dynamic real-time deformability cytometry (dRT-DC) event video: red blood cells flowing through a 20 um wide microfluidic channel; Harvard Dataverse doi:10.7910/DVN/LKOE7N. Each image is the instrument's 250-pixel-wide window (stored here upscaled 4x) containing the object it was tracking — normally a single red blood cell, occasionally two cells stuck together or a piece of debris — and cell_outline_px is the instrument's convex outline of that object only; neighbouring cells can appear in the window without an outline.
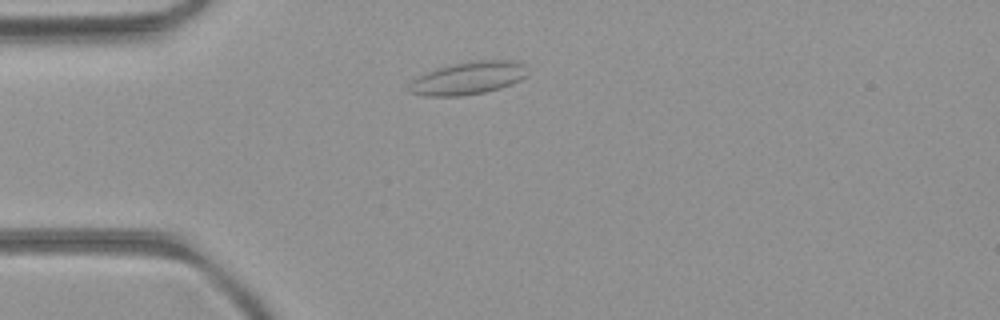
{"species": "common noctule bat (a hibernating species)", "species_latin": "Nyctalus noctula", "temperature_condition": "room temperature", "stored_images_in_passage": 44, "camera_frame_rate_fps": 3000, "um_per_image_px": 0.085, "animal": {"sex": "female", "body_mass_g": 21.9}, "frame": {"image": 1, "passage_image": 6, "time_ms": 1.667, "image_size_px": [1000, 320], "cell_outline_px": [[528, 72], [520, 80], [500, 88], [484, 92], [460, 96], [428, 96], [408, 92], [408, 88], [412, 80], [436, 68], [452, 64], [476, 60], [512, 60], [524, 64]], "centroid_in_image_um": [39.8, 6.64], "position_along_channel_um": 45.2, "area_um2": 22.43}}
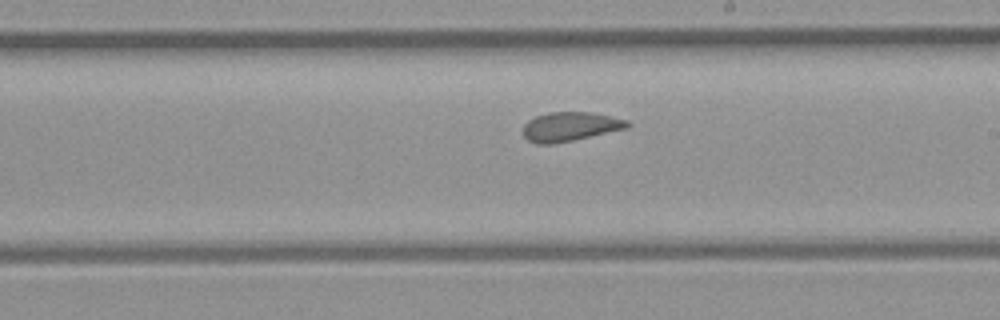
{"frame": {"image": 2, "passage_image": 22, "time_ms": 7.0, "image_size_px": [1000, 320], "cell_outline_px": [[632, 124], [628, 128], [572, 140], [552, 144], [536, 144], [528, 140], [524, 136], [524, 124], [528, 120], [536, 116], [548, 112], [592, 112], [628, 120]], "centroid_in_image_um": [48.47, 10.75], "position_along_channel_um": 240.5, "area_um2": 17.69}}
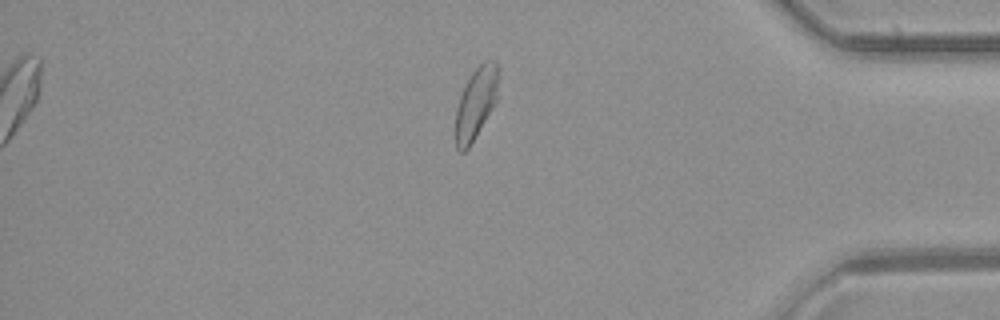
{"frame": {"image": 3, "passage_image": 36, "time_ms": 11.667, "image_size_px": [1000, 320], "cell_outline_px": [[500, 68], [496, 100], [492, 108], [468, 148], [464, 152], [460, 152], [456, 148], [456, 112], [460, 96], [472, 72], [484, 60], [496, 60]], "centroid_in_image_um": [40.48, 8.71], "position_along_channel_um": 394.7, "area_um2": 17.63}, "authors_computed_cell_mechanics": {"area_um2": 18.6405, "velocity_mm_per_s": 4.0069, "shape_relaxation_time_tau1_ms": 10.8466, "shape_relaxation_time_tau2_ms": 1.3749, "deformation_change_tau1": 0.1747, "deformation_change_tau2": 0.0847}}